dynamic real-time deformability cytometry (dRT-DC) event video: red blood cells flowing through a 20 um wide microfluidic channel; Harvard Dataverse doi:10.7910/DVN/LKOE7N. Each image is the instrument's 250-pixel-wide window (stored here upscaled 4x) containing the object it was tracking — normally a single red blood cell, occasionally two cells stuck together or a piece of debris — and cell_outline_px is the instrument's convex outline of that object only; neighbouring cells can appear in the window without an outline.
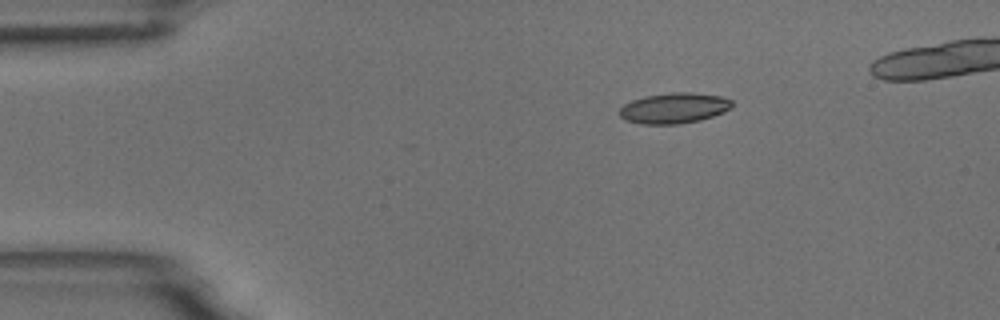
{"species": "common noctule bat (a hibernating species)", "species_latin": "Nyctalus noctula", "temperature_condition": "room temperature", "stored_images_in_passage": 4, "camera_frame_rate_fps": 3000, "um_per_image_px": 0.085, "animal": {"sex": "male", "body_mass_g": 18.8}, "frame": {"image": 1, "passage_image": 1, "time_ms": 0.0, "image_size_px": [1000, 320], "cell_outline_px": [[732, 108], [724, 112], [700, 120], [680, 124], [640, 124], [624, 120], [620, 116], [620, 108], [624, 104], [632, 100], [644, 96], [668, 92], [692, 92], [720, 96], [732, 100]], "centroid_in_image_um": [57.28, 9.18], "position_along_channel_um": 27.7, "area_um2": 20.23}}